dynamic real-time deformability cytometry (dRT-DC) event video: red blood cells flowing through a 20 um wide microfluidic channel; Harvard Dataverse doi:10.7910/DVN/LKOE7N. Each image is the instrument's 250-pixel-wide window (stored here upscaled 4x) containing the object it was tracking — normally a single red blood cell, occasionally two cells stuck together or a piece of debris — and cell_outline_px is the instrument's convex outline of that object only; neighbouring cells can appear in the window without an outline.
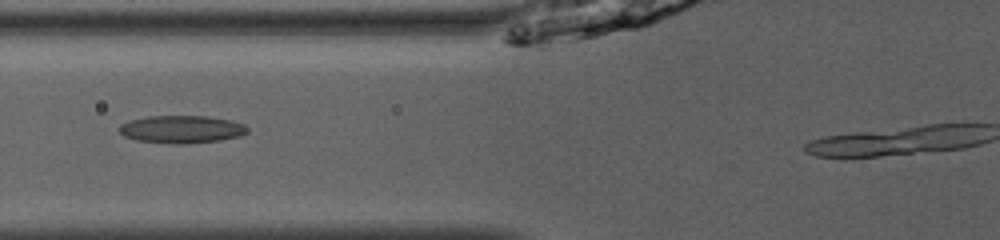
{"species": "common noctule bat (a hibernating species)", "species_latin": "Nyctalus noctula", "temperature_condition": "room temperature", "stored_images_in_passage": 12, "camera_frame_rate_fps": 3000, "um_per_image_px": 0.085, "animal": {"sex": "male", "body_mass_g": 13.0, "forearm_length_mm": 53.1}, "frame": {"image": 1, "passage_image": 6, "time_ms": 1.667, "image_size_px": [1000, 240], "cell_outline_px": [[248, 132], [240, 136], [220, 140], [188, 144], [168, 144], [136, 140], [124, 136], [120, 132], [120, 124], [128, 120], [148, 116], [204, 116], [228, 120], [244, 124], [248, 128]], "centroid_in_image_um": [15.41, 11.0], "position_along_channel_um": 110.4, "area_um2": 20.75}}